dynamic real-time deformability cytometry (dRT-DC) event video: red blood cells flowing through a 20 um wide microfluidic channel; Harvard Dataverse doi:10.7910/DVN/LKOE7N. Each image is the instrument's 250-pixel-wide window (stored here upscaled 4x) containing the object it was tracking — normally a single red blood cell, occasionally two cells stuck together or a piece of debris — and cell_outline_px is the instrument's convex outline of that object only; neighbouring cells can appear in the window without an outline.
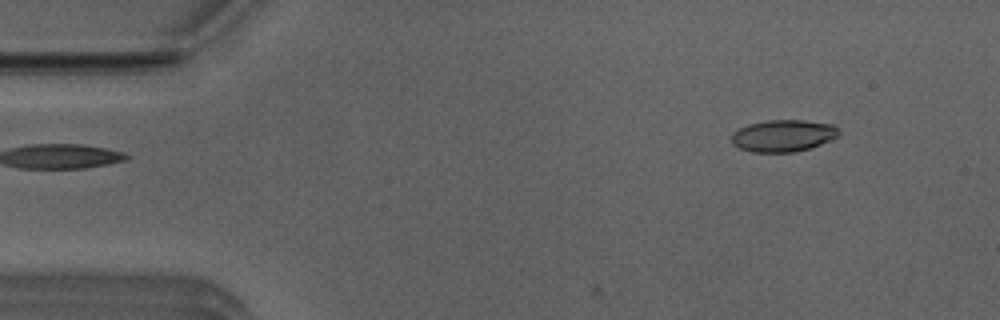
{"species": "Egyptian fruit bat (a non-hibernating species)", "species_latin": "Rousettus aegyptiacus", "temperature_condition": "room temperature", "stored_images_in_passage": 2, "camera_frame_rate_fps": 3000, "um_per_image_px": 0.085, "animal": {"sex": "male"}, "frame": {"image": 1, "passage_image": 2, "time_ms": 0.333, "image_size_px": [1000, 320], "cell_outline_px": [[840, 132], [836, 136], [820, 144], [808, 148], [792, 152], [752, 152], [740, 148], [732, 144], [732, 136], [740, 128], [748, 124], [768, 120], [804, 120], [832, 124]], "centroid_in_image_um": [66.55, 11.53], "position_along_channel_um": 18.5, "area_um2": 19.59}}